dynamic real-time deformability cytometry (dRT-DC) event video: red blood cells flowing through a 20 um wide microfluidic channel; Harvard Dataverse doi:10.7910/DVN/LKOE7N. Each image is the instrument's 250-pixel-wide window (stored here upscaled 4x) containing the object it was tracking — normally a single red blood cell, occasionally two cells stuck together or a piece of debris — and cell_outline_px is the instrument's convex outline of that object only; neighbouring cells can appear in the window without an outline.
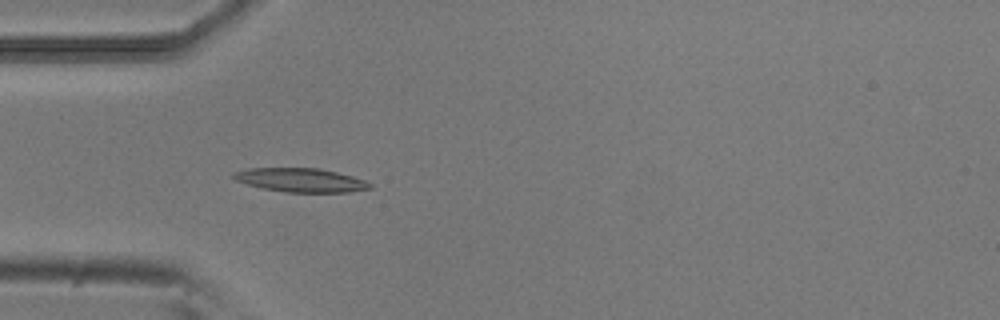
{"species": "common noctule bat (a hibernating species)", "species_latin": "Nyctalus noctula", "temperature_condition": "room temperature", "stored_images_in_passage": 8, "camera_frame_rate_fps": 3000, "um_per_image_px": 0.085, "animal": {"sex": "male", "body_mass_g": 20.5, "forearm_length_mm": 52.5}, "frame": {"image": 1, "passage_image": 4, "time_ms": 1.0, "image_size_px": [1000, 320], "cell_outline_px": [[372, 188], [348, 192], [284, 192], [264, 188], [248, 184], [236, 180], [232, 176], [232, 172], [248, 168], [320, 168], [352, 176], [364, 180], [372, 184]], "centroid_in_image_um": [25.56, 15.3], "position_along_channel_um": 59.4, "area_um2": 18.84}}
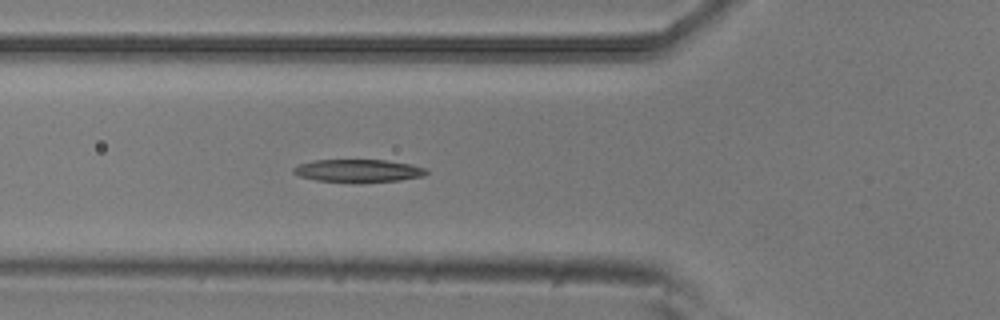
{"frame": {"image": 2, "passage_image": 7, "time_ms": 2.0, "image_size_px": [1000, 320], "cell_outline_px": [[428, 172], [424, 176], [400, 180], [316, 180], [300, 176], [292, 172], [292, 168], [300, 164], [312, 160], [384, 160], [412, 164], [428, 168]], "centroid_in_image_um": [30.48, 14.47], "position_along_channel_um": 95.3, "area_um2": 16.94}}